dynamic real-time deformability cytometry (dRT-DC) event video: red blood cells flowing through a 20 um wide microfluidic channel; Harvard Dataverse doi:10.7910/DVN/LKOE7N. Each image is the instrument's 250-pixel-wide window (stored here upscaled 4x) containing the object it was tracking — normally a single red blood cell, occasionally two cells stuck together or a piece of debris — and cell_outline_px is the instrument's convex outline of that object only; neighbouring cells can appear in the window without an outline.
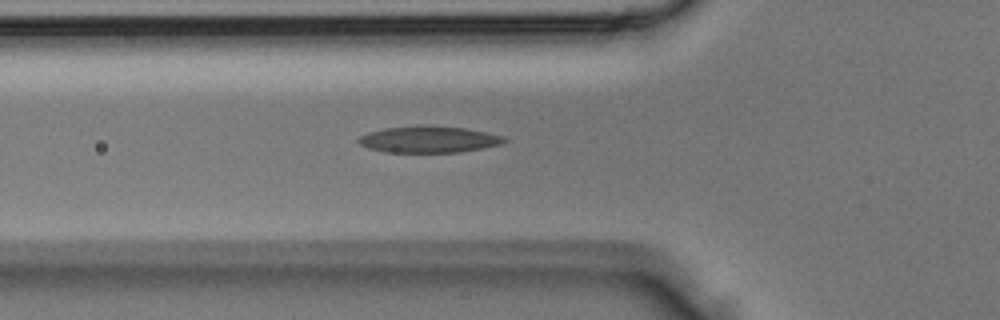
{"species": "Egyptian fruit bat (a non-hibernating species)", "species_latin": "Rousettus aegyptiacus", "temperature_condition": "room temperature", "stored_images_in_passage": 3, "camera_frame_rate_fps": 3000, "um_per_image_px": 0.085, "animal": {"sex": "male"}, "frame": {"image": 1, "passage_image": 3, "time_ms": 0.667, "image_size_px": [1000, 320], "cell_outline_px": [[508, 140], [500, 144], [460, 152], [388, 152], [368, 148], [360, 144], [356, 140], [360, 136], [368, 132], [384, 128], [416, 124], [464, 128], [504, 136]], "centroid_in_image_um": [36.4, 11.83], "position_along_channel_um": 89.4, "area_um2": 22.54}}